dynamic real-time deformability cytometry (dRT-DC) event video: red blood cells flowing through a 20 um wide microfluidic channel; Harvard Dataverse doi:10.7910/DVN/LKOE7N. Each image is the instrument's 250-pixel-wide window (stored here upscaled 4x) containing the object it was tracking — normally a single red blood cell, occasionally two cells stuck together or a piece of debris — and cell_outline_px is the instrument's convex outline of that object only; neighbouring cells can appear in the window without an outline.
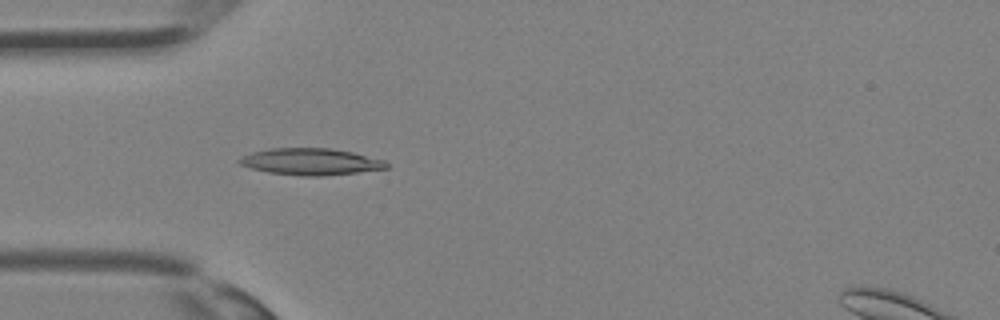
{"species": "Egyptian fruit bat (a non-hibernating species)", "species_latin": "Rousettus aegyptiacus", "temperature_condition": "room temperature", "stored_images_in_passage": 27, "camera_frame_rate_fps": 3000, "um_per_image_px": 0.085, "animal": {"sex": "female"}, "frame": {"image": 1, "passage_image": 3, "time_ms": 0.667, "image_size_px": [1000, 320], "cell_outline_px": [[388, 168], [324, 176], [304, 176], [268, 172], [252, 168], [240, 164], [236, 160], [240, 156], [252, 152], [272, 148], [332, 148], [352, 152], [384, 160], [388, 164]], "centroid_in_image_um": [26.38, 13.73], "position_along_channel_um": 58.6, "area_um2": 22.77}}
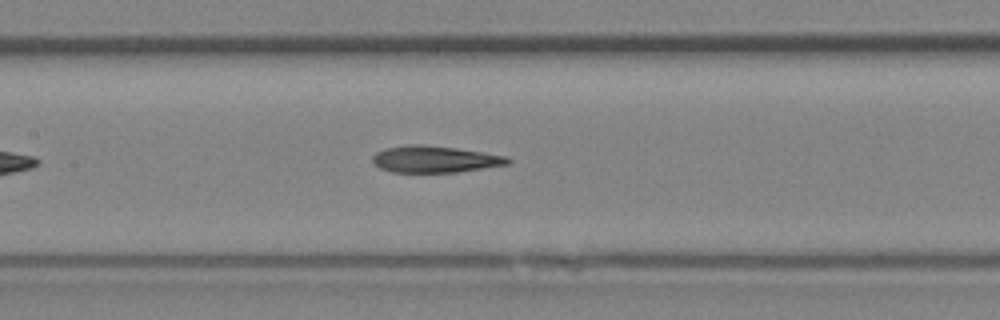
{"frame": {"image": 2, "passage_image": 9, "time_ms": 2.667, "image_size_px": [1000, 320], "cell_outline_px": [[512, 164], [456, 172], [392, 172], [380, 168], [372, 160], [372, 156], [376, 152], [384, 148], [408, 144], [420, 144], [456, 148], [508, 156], [512, 160]], "centroid_in_image_um": [36.99, 13.53], "position_along_channel_um": 170.4, "area_um2": 21.15}}
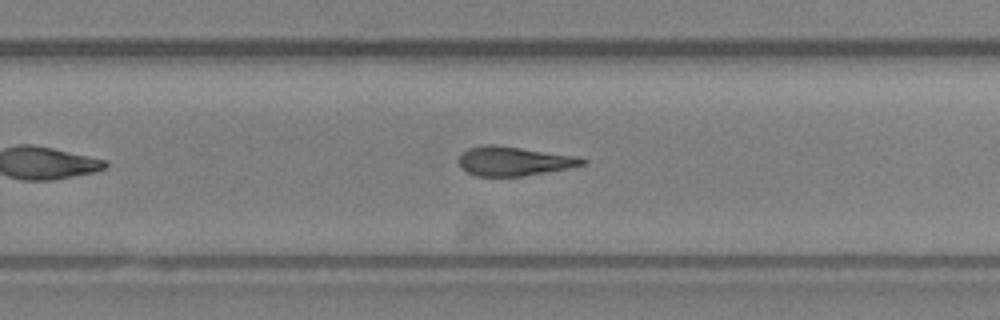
{"frame": {"image": 3, "passage_image": 15, "time_ms": 4.667, "image_size_px": [1000, 320], "cell_outline_px": [[588, 160], [584, 164], [524, 176], [476, 176], [460, 168], [460, 156], [468, 148], [484, 144], [492, 144], [576, 156]], "centroid_in_image_um": [43.63, 13.69], "position_along_channel_um": 286.2, "area_um2": 20.58}}